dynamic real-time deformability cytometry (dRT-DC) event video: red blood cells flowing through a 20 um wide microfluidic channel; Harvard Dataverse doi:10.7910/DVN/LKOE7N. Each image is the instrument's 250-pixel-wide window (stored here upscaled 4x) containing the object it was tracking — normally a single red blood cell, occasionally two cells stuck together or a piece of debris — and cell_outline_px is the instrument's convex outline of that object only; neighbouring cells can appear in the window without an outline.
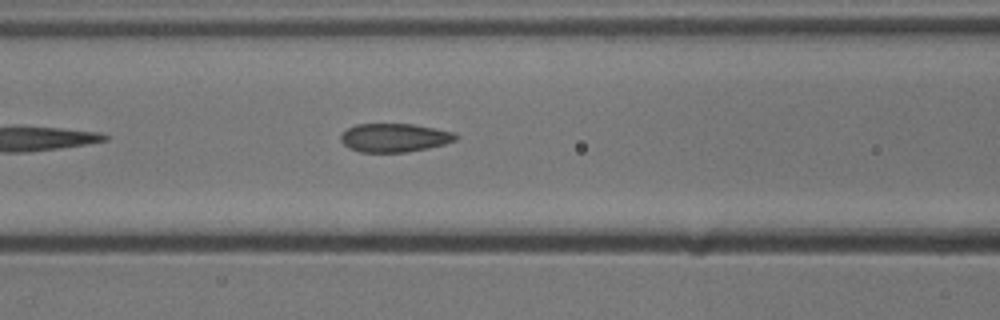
{"species": "common noctule bat (a hibernating species)", "species_latin": "Nyctalus noctula", "temperature_condition": "cold", "stored_images_in_passage": 7, "camera_frame_rate_fps": 3000, "um_per_image_px": 0.085, "animal": {"sex": "male", "body_mass_g": 13.3}, "frame": {"image": 1, "passage_image": 7, "time_ms": 2.0, "image_size_px": [1000, 320], "cell_outline_px": [[456, 140], [444, 144], [428, 148], [408, 152], [360, 152], [348, 148], [340, 140], [340, 136], [348, 128], [356, 124], [412, 124], [452, 132], [456, 136]], "centroid_in_image_um": [33.48, 11.71], "position_along_channel_um": 133.1, "area_um2": 18.96}}